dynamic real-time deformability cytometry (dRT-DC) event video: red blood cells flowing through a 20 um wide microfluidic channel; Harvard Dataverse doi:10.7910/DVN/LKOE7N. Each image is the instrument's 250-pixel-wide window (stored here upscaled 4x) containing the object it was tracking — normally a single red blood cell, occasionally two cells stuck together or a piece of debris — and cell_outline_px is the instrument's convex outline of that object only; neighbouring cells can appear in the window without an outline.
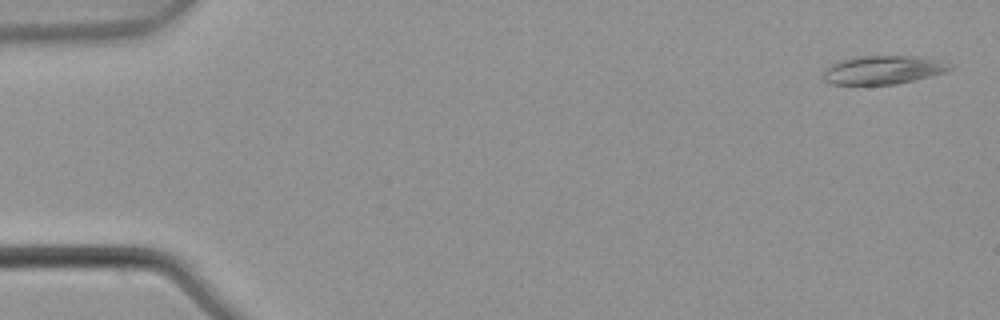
{"species": "common noctule bat (a hibernating species)", "species_latin": "Nyctalus noctula", "temperature_condition": "warm", "stored_images_in_passage": 6, "camera_frame_rate_fps": 3000, "um_per_image_px": 0.085, "animal": {"sex": "male", "body_mass_g": 21.5, "forearm_length_mm": 52.0}, "frame": {"image": 1, "passage_image": 1, "time_ms": 0.0, "image_size_px": [1000, 320], "cell_outline_px": [[956, 64], [952, 68], [944, 72], [896, 84], [828, 84], [824, 80], [824, 68], [828, 64], [840, 60], [860, 56], [932, 56]], "centroid_in_image_um": [75.11, 5.91], "position_along_channel_um": 9.9, "area_um2": 21.44}}
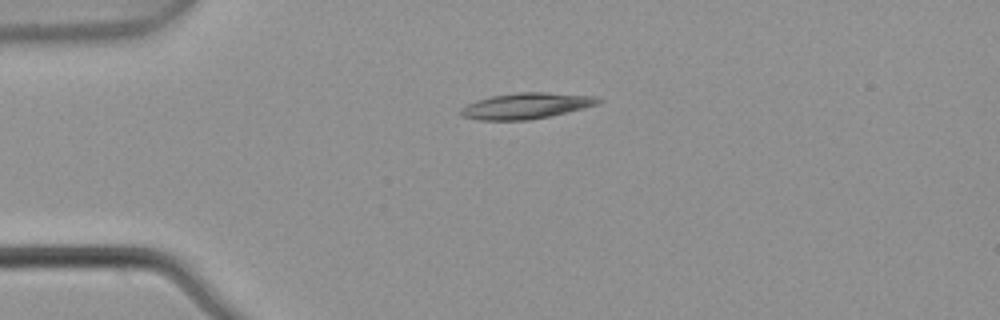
{"frame": {"image": 2, "passage_image": 4, "time_ms": 1.0, "image_size_px": [1000, 320], "cell_outline_px": [[604, 100], [600, 104], [584, 108], [548, 116], [528, 120], [480, 120], [464, 116], [460, 112], [460, 108], [476, 100], [492, 96], [520, 92], [544, 92], [596, 96]], "centroid_in_image_um": [44.77, 8.99], "position_along_channel_um": 40.2, "area_um2": 20.63}}
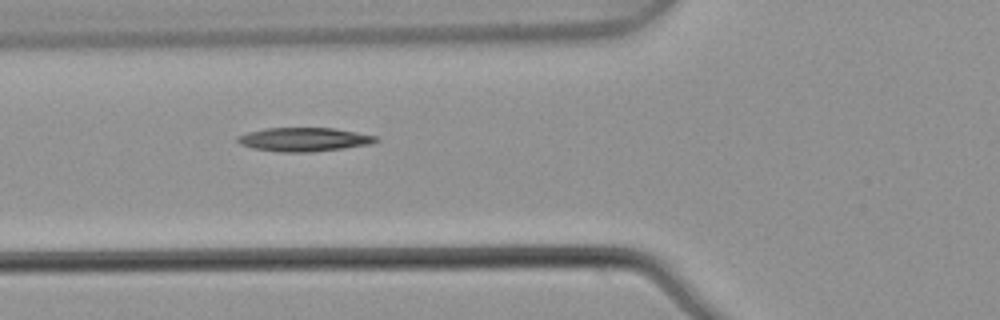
{"frame": {"image": 3, "passage_image": 6, "time_ms": 1.667, "image_size_px": [1000, 320], "cell_outline_px": [[380, 140], [372, 144], [344, 148], [312, 152], [280, 152], [252, 148], [240, 144], [236, 140], [236, 136], [248, 132], [264, 128], [336, 128], [376, 136]], "centroid_in_image_um": [25.84, 11.85], "position_along_channel_um": 100.0, "area_um2": 19.31}}